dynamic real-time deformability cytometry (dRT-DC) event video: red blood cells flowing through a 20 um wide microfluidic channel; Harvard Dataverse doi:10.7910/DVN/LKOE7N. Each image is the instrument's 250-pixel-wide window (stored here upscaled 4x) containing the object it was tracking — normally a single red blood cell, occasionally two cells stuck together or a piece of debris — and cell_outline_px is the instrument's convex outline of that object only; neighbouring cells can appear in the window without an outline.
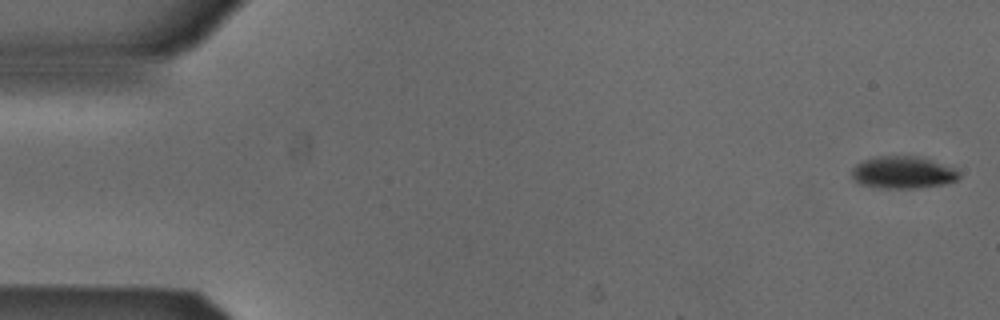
{"species": "Egyptian fruit bat (a non-hibernating species)", "species_latin": "Rousettus aegyptiacus", "temperature_condition": "cold", "stored_images_in_passage": 52, "camera_frame_rate_fps": 3000, "um_per_image_px": 0.085, "animal": {"sex": "male"}, "frame": {"image": 1, "passage_image": 1, "time_ms": 0.0, "image_size_px": [1000, 320], "cell_outline_px": [[960, 176], [956, 180], [944, 184], [916, 188], [884, 188], [860, 184], [852, 176], [852, 168], [856, 164], [864, 160], [880, 156], [916, 156], [932, 160], [956, 168], [960, 172]], "centroid_in_image_um": [76.78, 14.65], "position_along_channel_um": 8.2, "area_um2": 20.06}}
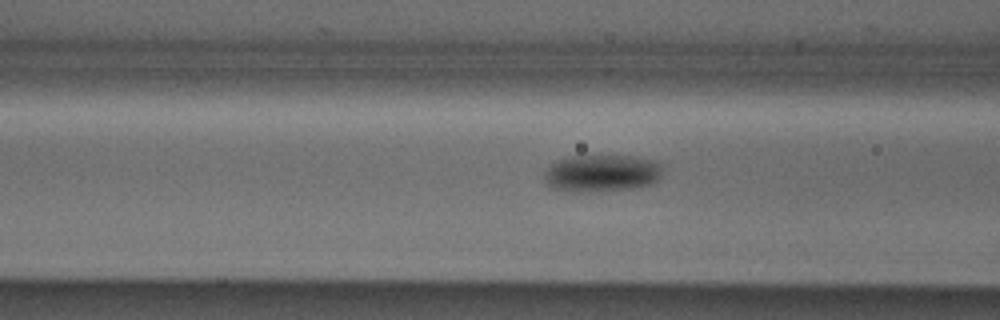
{"frame": {"image": 2, "passage_image": 20, "time_ms": 6.333, "image_size_px": [1000, 320], "cell_outline_px": [[660, 180], [652, 184], [636, 188], [600, 192], [572, 192], [552, 188], [544, 180], [544, 172], [548, 164], [556, 160], [572, 156], [632, 156], [656, 160], [660, 164]], "centroid_in_image_um": [51.12, 14.74], "position_along_channel_um": 115.5, "area_um2": 26.18}}
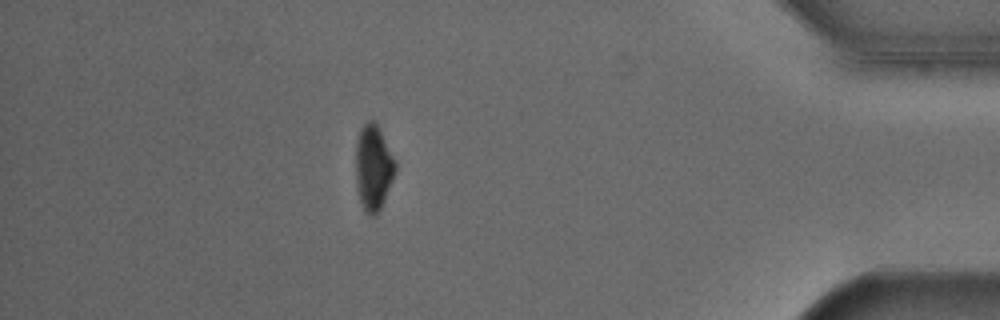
{"frame": {"image": 3, "passage_image": 46, "time_ms": 15.0, "image_size_px": [1000, 320], "cell_outline_px": [[396, 172], [384, 200], [376, 216], [368, 216], [364, 212], [360, 204], [356, 188], [356, 140], [360, 128], [368, 120], [376, 120], [396, 160]], "centroid_in_image_um": [31.73, 14.24], "position_along_channel_um": 403.5, "area_um2": 20.29}, "authors_computed_cell_mechanics": {"area_um2": 22.5998, "velocity_mm_per_s": 3.8738, "shape_relaxation_time_tau1_ms": 2.5751, "shape_relaxation_time_tau2_ms": null, "deformation_change_tau1": 0.0804, "deformation_change_tau2": null}}